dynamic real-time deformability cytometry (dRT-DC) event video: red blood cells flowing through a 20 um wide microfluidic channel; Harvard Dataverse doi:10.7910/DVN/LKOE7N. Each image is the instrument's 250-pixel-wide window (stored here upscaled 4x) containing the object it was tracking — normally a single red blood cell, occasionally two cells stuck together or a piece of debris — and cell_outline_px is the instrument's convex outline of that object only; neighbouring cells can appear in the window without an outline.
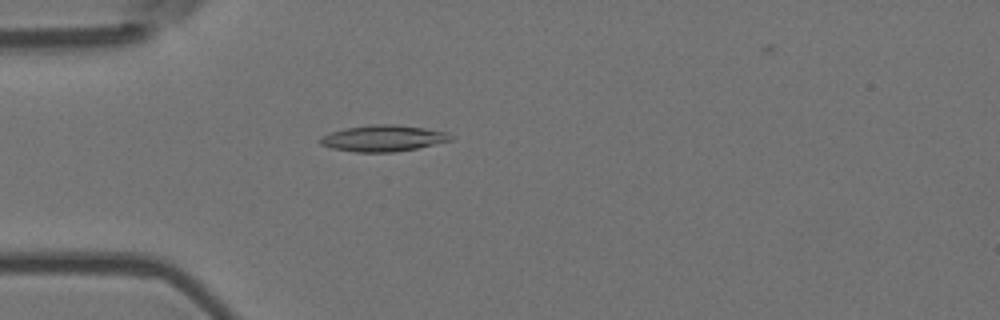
{"species": "Egyptian fruit bat (a non-hibernating species)", "species_latin": "Rousettus aegyptiacus", "temperature_condition": "room temperature", "stored_images_in_passage": 56, "camera_frame_rate_fps": 3000, "um_per_image_px": 0.085, "animal": {"sex": "female"}, "frame": {"image": 1, "passage_image": 16, "time_ms": 5.0, "image_size_px": [1000, 320], "cell_outline_px": [[452, 140], [416, 148], [392, 152], [356, 152], [332, 148], [320, 144], [316, 140], [320, 136], [344, 128], [372, 124], [396, 124], [424, 128], [448, 132], [452, 136]], "centroid_in_image_um": [32.53, 11.74], "position_along_channel_um": 52.5, "area_um2": 20.0}}
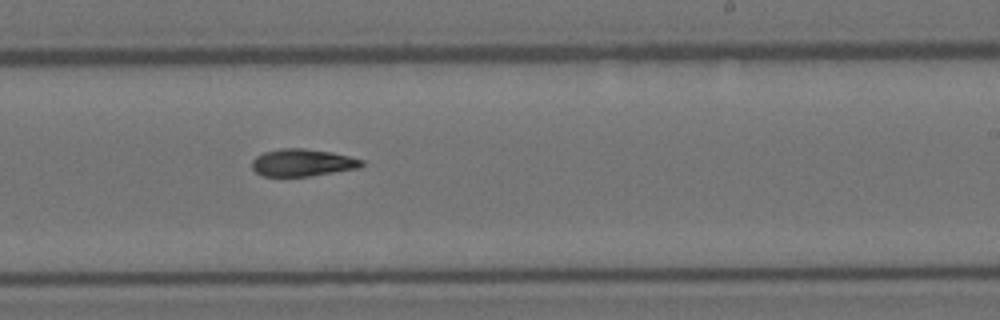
{"frame": {"image": 2, "passage_image": 34, "time_ms": 11.0, "image_size_px": [1000, 320], "cell_outline_px": [[364, 164], [360, 168], [312, 176], [264, 176], [256, 172], [252, 168], [252, 160], [256, 156], [264, 152], [280, 148], [304, 148], [332, 152], [364, 160]], "centroid_in_image_um": [25.73, 13.82], "position_along_channel_um": 263.3, "area_um2": 17.57}}
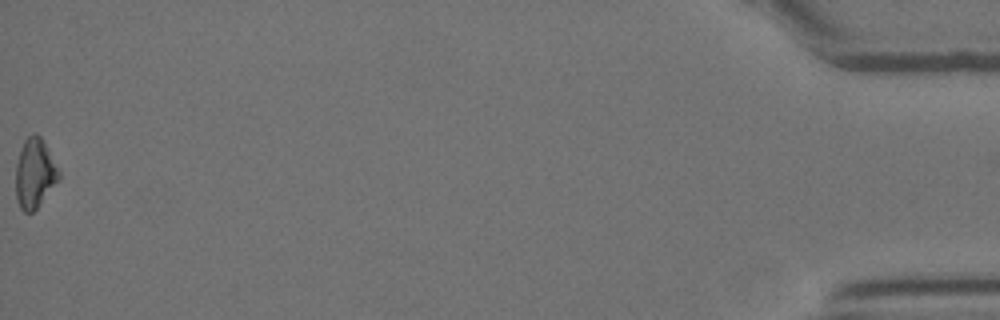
{"frame": {"image": 3, "passage_image": 56, "time_ms": 18.333, "image_size_px": [1000, 320], "cell_outline_px": [[60, 180], [36, 208], [32, 212], [24, 212], [20, 208], [16, 200], [16, 164], [24, 140], [32, 132], [36, 132], [40, 136], [60, 172]], "centroid_in_image_um": [2.95, 14.74], "position_along_channel_um": 432.3, "area_um2": 17.34}}